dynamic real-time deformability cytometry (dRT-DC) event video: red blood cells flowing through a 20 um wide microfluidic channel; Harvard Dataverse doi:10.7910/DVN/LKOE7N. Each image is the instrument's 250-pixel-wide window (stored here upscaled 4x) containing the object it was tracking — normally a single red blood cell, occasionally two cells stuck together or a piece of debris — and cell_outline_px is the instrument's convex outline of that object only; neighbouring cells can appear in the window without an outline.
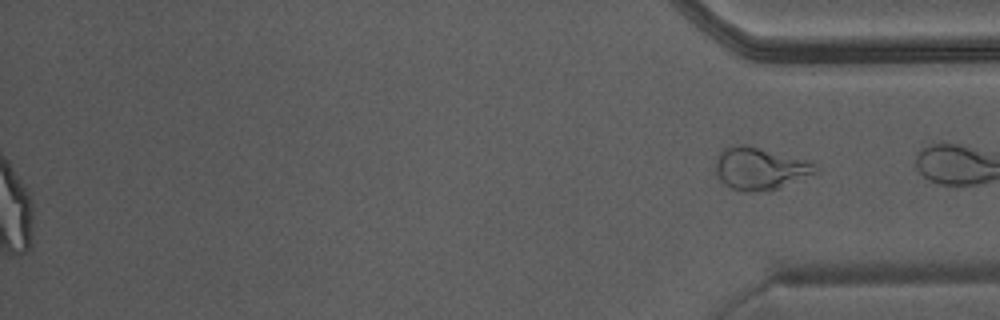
{"species": "Egyptian fruit bat (a non-hibernating species)", "species_latin": "Rousettus aegyptiacus", "temperature_condition": "warm", "stored_images_in_passage": 50, "camera_frame_rate_fps": 3000, "um_per_image_px": 0.085, "animal": {"sex": "male"}, "frame": {"image": 1, "passage_image": 50, "time_ms": 16.333, "image_size_px": [1000, 320], "cell_outline_px": [[820, 168], [816, 172], [768, 192], [748, 192], [732, 188], [724, 184], [720, 180], [712, 168], [716, 156], [728, 144], [744, 144], [808, 160]], "centroid_in_image_um": [64.51, 14.31], "position_along_channel_um": 370.7, "area_um2": 24.97}}